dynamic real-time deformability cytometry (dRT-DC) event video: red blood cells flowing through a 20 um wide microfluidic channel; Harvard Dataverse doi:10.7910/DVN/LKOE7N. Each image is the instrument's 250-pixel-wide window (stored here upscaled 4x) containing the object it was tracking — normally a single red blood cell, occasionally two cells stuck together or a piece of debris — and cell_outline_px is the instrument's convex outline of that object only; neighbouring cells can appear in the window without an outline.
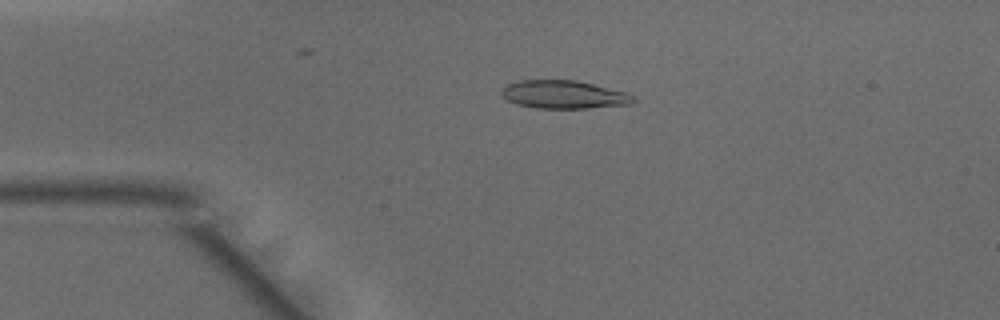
{"species": "common noctule bat (a hibernating species)", "species_latin": "Nyctalus noctula", "temperature_condition": "warm", "stored_images_in_passage": 44, "camera_frame_rate_fps": 3000, "um_per_image_px": 0.085, "animal": {"sex": "male", "body_mass_g": 15.6}, "frame": {"image": 1, "passage_image": 7, "time_ms": 2.0, "image_size_px": [1000, 320], "cell_outline_px": [[636, 100], [632, 104], [588, 108], [536, 108], [516, 104], [500, 96], [500, 88], [508, 84], [520, 80], [576, 80], [628, 92], [636, 96]], "centroid_in_image_um": [47.93, 8.04], "position_along_channel_um": 37.1, "area_um2": 21.91}}
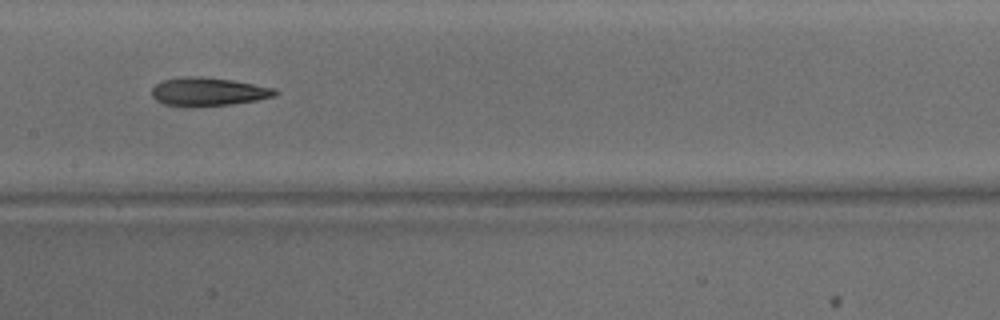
{"frame": {"image": 2, "passage_image": 20, "time_ms": 6.333, "image_size_px": [1000, 320], "cell_outline_px": [[280, 92], [276, 96], [256, 100], [228, 104], [192, 108], [164, 104], [156, 100], [152, 96], [152, 88], [160, 80], [180, 76], [204, 76], [232, 80], [276, 88]], "centroid_in_image_um": [17.67, 7.79], "position_along_channel_um": 189.7, "area_um2": 20.87}}
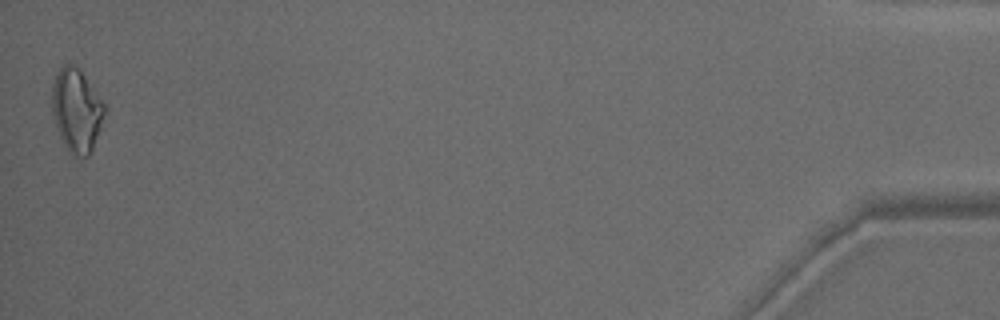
{"frame": {"image": 3, "passage_image": 44, "time_ms": 14.333, "image_size_px": [1000, 320], "cell_outline_px": [[104, 112], [100, 128], [92, 148], [88, 156], [80, 156], [72, 152], [68, 148], [60, 136], [52, 112], [52, 88], [56, 72], [64, 64], [72, 64], [80, 68], [104, 104]], "centroid_in_image_um": [6.49, 9.31], "position_along_channel_um": 428.7, "area_um2": 24.8}, "authors_computed_cell_mechanics": {"area_um2": 20.8369, "velocity_mm_per_s": 4.1833, "shape_relaxation_time_tau1_ms": 8.4602, "shape_relaxation_time_tau2_ms": 3.2169, "deformation_change_tau1": 0.2338, "deformation_change_tau2": 0.1392}}